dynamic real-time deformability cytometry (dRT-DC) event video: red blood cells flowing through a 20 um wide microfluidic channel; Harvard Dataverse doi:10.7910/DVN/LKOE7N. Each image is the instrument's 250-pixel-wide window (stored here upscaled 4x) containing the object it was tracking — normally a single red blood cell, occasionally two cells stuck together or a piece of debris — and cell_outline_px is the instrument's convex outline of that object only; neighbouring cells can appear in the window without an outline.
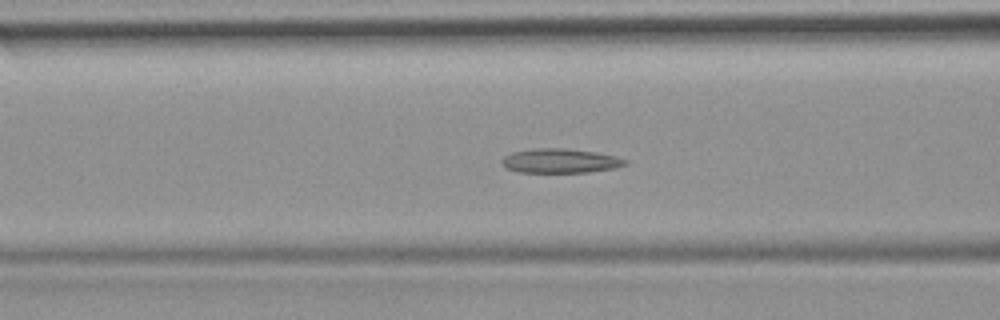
{"species": "common noctule bat (a hibernating species)", "species_latin": "Nyctalus noctula", "temperature_condition": "room temperature", "stored_images_in_passage": 48, "camera_frame_rate_fps": 3000, "um_per_image_px": 0.085, "animal": {"sex": "female", "body_mass_g": 19.9}, "frame": {"image": 1, "passage_image": 17, "time_ms": 5.333, "image_size_px": [1000, 320], "cell_outline_px": [[628, 164], [616, 168], [588, 172], [520, 172], [504, 168], [500, 164], [500, 160], [504, 156], [512, 152], [532, 148], [568, 148], [596, 152], [616, 156], [628, 160]], "centroid_in_image_um": [47.6, 13.66], "position_along_channel_um": 119.0, "area_um2": 17.8}}
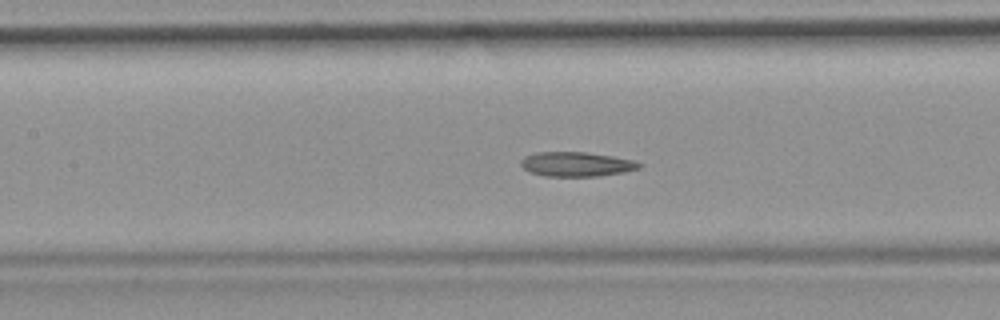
{"frame": {"image": 2, "passage_image": 20, "time_ms": 6.333, "image_size_px": [1000, 320], "cell_outline_px": [[644, 164], [640, 168], [624, 172], [600, 176], [544, 176], [528, 172], [520, 164], [520, 160], [524, 156], [536, 152], [584, 152], [612, 156], [632, 160]], "centroid_in_image_um": [48.97, 13.96], "position_along_channel_um": 158.4, "area_um2": 16.99}}
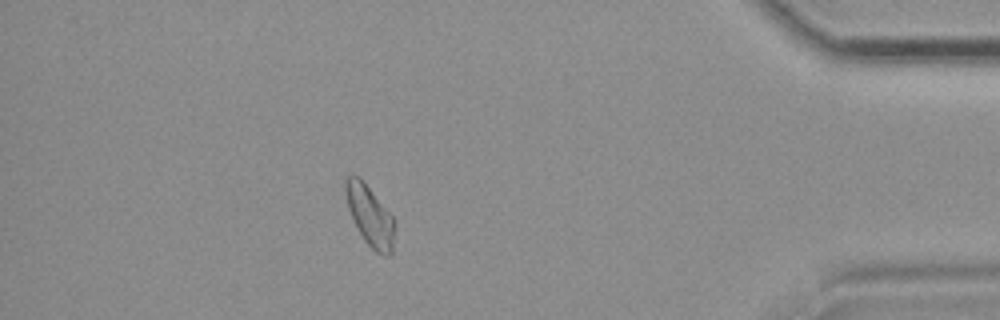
{"frame": {"image": 3, "passage_image": 42, "time_ms": 13.667, "image_size_px": [1000, 320], "cell_outline_px": [[396, 224], [392, 252], [388, 256], [384, 256], [376, 252], [364, 240], [356, 228], [352, 220], [348, 208], [344, 192], [344, 180], [352, 172], [360, 176], [396, 220]], "centroid_in_image_um": [31.43, 18.3], "position_along_channel_um": 403.8, "area_um2": 17.86}}